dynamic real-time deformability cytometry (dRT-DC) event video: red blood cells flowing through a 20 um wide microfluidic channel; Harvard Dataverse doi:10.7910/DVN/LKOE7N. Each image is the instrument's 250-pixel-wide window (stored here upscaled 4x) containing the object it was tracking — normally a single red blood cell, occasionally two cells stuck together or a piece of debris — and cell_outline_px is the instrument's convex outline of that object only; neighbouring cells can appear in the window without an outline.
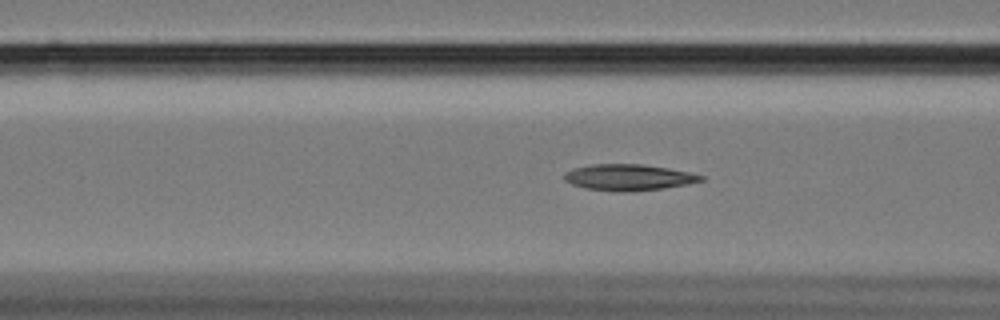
{"species": "Egyptian fruit bat (a non-hibernating species)", "species_latin": "Rousettus aegyptiacus", "temperature_condition": "cold", "stored_images_in_passage": 58, "camera_frame_rate_fps": 3000, "um_per_image_px": 0.085, "animal": {"sex": "female"}, "frame": {"image": 1, "passage_image": 22, "time_ms": 7.0, "image_size_px": [1000, 320], "cell_outline_px": [[704, 180], [688, 184], [664, 188], [632, 192], [612, 192], [584, 188], [572, 184], [564, 180], [564, 172], [572, 168], [592, 164], [644, 164], [668, 168], [688, 172], [704, 176]], "centroid_in_image_um": [53.39, 15.08], "position_along_channel_um": 113.2, "area_um2": 21.15}}
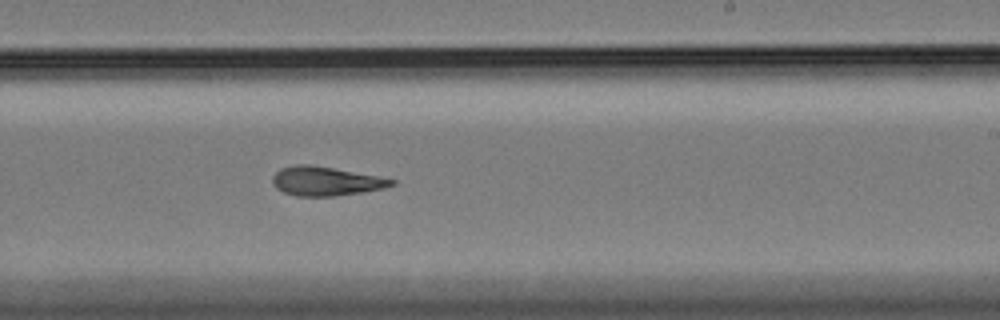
{"frame": {"image": 2, "passage_image": 35, "time_ms": 11.333, "image_size_px": [1000, 320], "cell_outline_px": [[396, 184], [384, 188], [364, 192], [336, 196], [296, 196], [284, 192], [276, 188], [272, 184], [272, 176], [280, 168], [296, 164], [308, 164], [332, 168], [376, 176], [396, 180]], "centroid_in_image_um": [27.66, 15.41], "position_along_channel_um": 261.3, "area_um2": 20.11}}
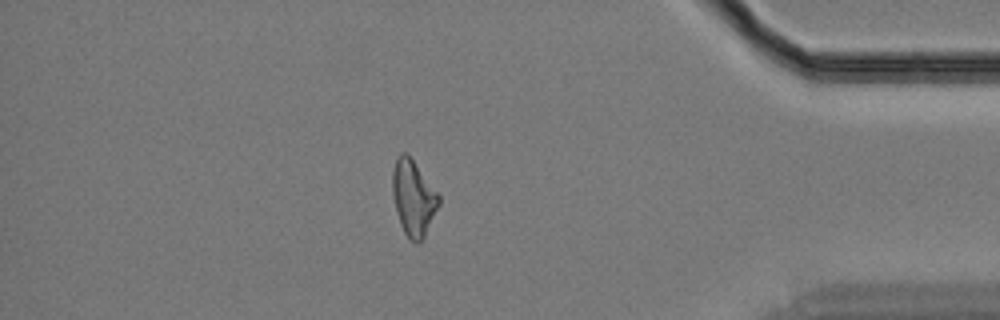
{"frame": {"image": 3, "passage_image": 50, "time_ms": 16.333, "image_size_px": [1000, 320], "cell_outline_px": [[440, 204], [424, 236], [416, 244], [404, 232], [400, 224], [396, 212], [392, 192], [392, 172], [396, 156], [400, 152], [404, 152], [412, 160], [440, 196]], "centroid_in_image_um": [35.11, 16.81], "position_along_channel_um": 400.1, "area_um2": 20.06}, "authors_computed_cell_mechanics": {"area_um2": 20.5768, "velocity_mm_per_s": 3.417, "shape_relaxation_time_tau1_ms": null, "shape_relaxation_time_tau2_ms": 5.8636, "deformation_change_tau1": null, "deformation_change_tau2": 0.1478}}